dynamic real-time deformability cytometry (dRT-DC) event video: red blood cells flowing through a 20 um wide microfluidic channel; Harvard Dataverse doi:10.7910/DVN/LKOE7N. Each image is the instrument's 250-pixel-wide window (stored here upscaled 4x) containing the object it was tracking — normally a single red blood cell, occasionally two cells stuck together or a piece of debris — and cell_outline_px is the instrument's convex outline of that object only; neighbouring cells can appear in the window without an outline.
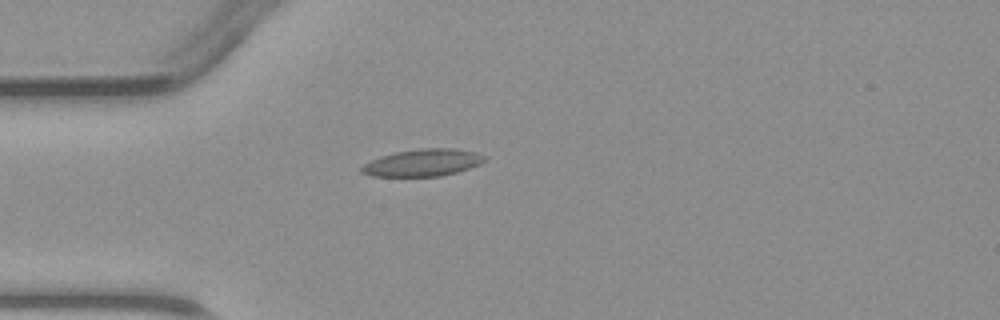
{"species": "common noctule bat (a hibernating species)", "species_latin": "Nyctalus noctula", "temperature_condition": "warm", "stored_images_in_passage": 4, "camera_frame_rate_fps": 3000, "um_per_image_px": 0.085, "animal": {"sex": "male", "body_mass_g": 23.1, "forearm_length_mm": 52.7}, "frame": {"image": 1, "passage_image": 4, "time_ms": 3.333, "image_size_px": [1000, 320], "cell_outline_px": [[488, 160], [480, 164], [456, 172], [440, 176], [372, 176], [360, 172], [360, 168], [364, 164], [380, 156], [396, 152], [420, 148], [452, 148], [476, 152], [488, 156]], "centroid_in_image_um": [35.97, 13.82], "position_along_channel_um": 49.0, "area_um2": 19.48}}